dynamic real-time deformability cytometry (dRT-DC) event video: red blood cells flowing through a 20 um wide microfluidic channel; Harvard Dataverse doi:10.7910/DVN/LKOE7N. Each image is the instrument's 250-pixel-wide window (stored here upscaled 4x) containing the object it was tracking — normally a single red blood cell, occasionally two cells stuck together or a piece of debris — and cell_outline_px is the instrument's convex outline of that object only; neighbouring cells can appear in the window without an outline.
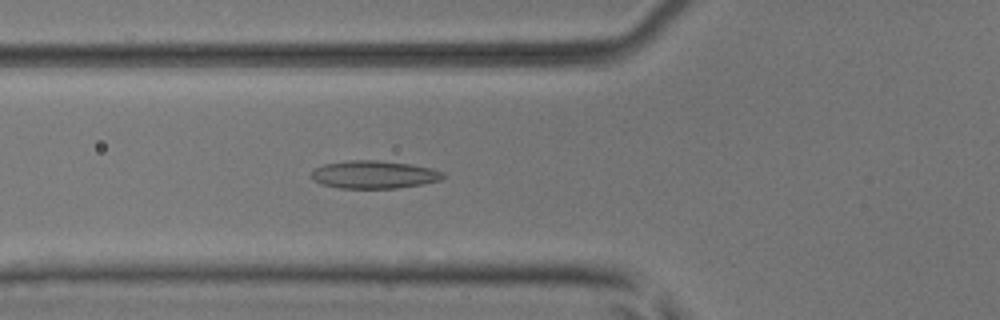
{"species": "common noctule bat (a hibernating species)", "species_latin": "Nyctalus noctula", "temperature_condition": "room temperature", "stored_images_in_passage": 38, "camera_frame_rate_fps": 3000, "um_per_image_px": 0.085, "animal": {"sex": "male", "body_mass_g": 17.9, "forearm_length_mm": 54.2}, "frame": {"image": 1, "passage_image": 9, "time_ms": 2.667, "image_size_px": [1000, 320], "cell_outline_px": [[448, 176], [440, 180], [424, 184], [396, 188], [340, 188], [320, 184], [312, 180], [312, 172], [316, 168], [324, 164], [348, 160], [380, 160], [408, 164], [432, 168], [444, 172]], "centroid_in_image_um": [31.82, 14.84], "position_along_channel_um": 94.0, "area_um2": 21.5}}
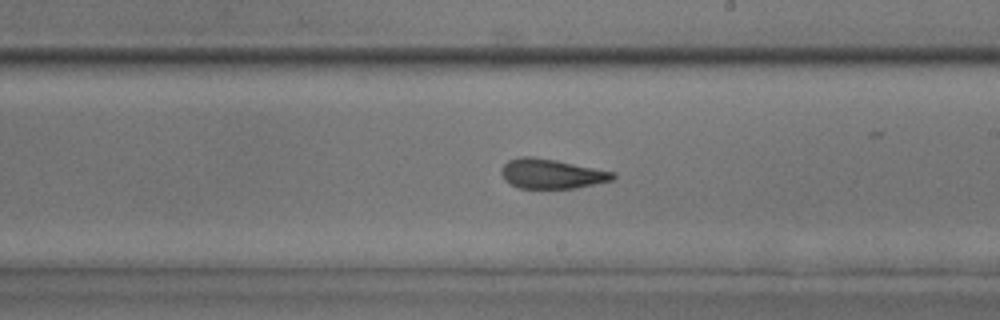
{"frame": {"image": 2, "passage_image": 20, "time_ms": 6.333, "image_size_px": [1000, 320], "cell_outline_px": [[616, 176], [612, 180], [576, 188], [520, 188], [504, 180], [500, 172], [500, 168], [508, 160], [520, 156], [532, 156], [556, 160], [616, 172]], "centroid_in_image_um": [46.87, 14.76], "position_along_channel_um": 242.1, "area_um2": 19.36}}
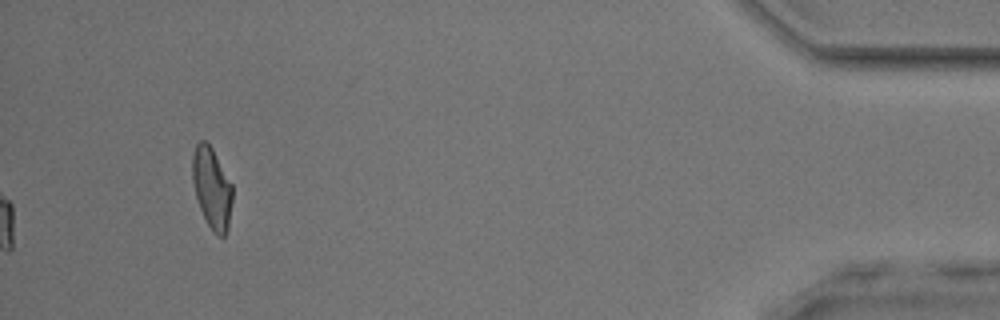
{"frame": {"image": 3, "passage_image": 38, "time_ms": 12.333, "image_size_px": [1000, 320], "cell_outline_px": [[232, 200], [228, 232], [224, 236], [216, 236], [212, 232], [200, 208], [196, 196], [192, 180], [192, 156], [196, 144], [200, 140], [204, 140], [212, 148], [232, 184]], "centroid_in_image_um": [18.01, 16.01], "position_along_channel_um": 417.2, "area_um2": 18.96}, "authors_computed_cell_mechanics": {"area_um2": 19.7676, "velocity_mm_per_s": 4.0457, "shape_relaxation_time_tau1_ms": null, "shape_relaxation_time_tau2_ms": 2.1559, "deformation_change_tau1": null, "deformation_change_tau2": 0.1031}}